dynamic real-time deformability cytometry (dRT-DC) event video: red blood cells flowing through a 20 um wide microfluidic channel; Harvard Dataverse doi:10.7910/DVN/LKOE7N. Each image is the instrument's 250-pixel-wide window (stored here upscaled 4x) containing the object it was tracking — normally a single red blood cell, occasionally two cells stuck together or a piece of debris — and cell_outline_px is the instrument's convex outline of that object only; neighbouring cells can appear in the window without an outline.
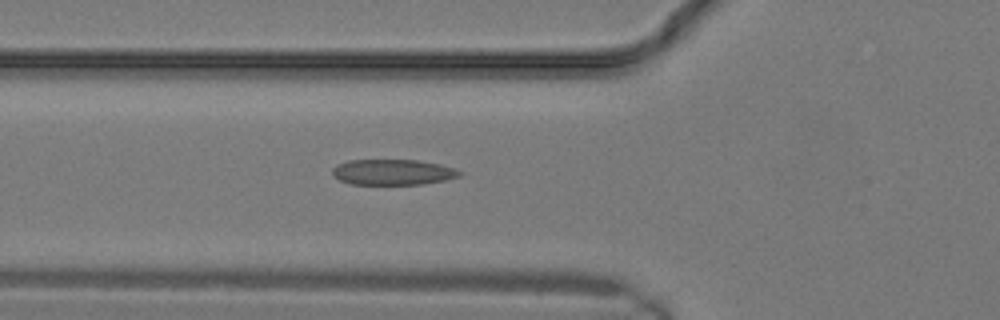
{"species": "common noctule bat (a hibernating species)", "species_latin": "Nyctalus noctula", "temperature_condition": "warm", "stored_images_in_passage": 26, "camera_frame_rate_fps": 3000, "um_per_image_px": 0.085, "animal": {"sex": "male", "body_mass_g": 19.2, "forearm_length_mm": 51.8}, "frame": {"image": 1, "passage_image": 10, "time_ms": 3.0, "image_size_px": [1000, 320], "cell_outline_px": [[464, 172], [460, 176], [444, 180], [424, 184], [352, 184], [340, 180], [332, 176], [332, 168], [336, 164], [348, 160], [416, 160], [440, 164]], "centroid_in_image_um": [33.36, 14.63], "position_along_channel_um": 92.4, "area_um2": 19.02}}
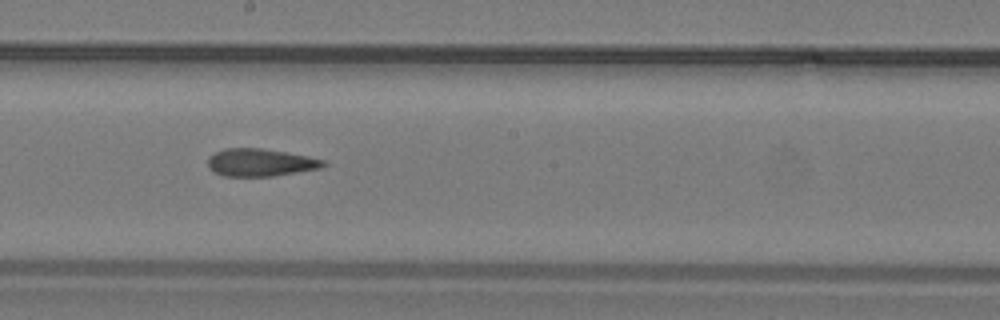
{"frame": {"image": 2, "passage_image": 15, "time_ms": 4.667, "image_size_px": [1000, 320], "cell_outline_px": [[328, 164], [320, 168], [272, 176], [224, 176], [208, 168], [208, 156], [224, 148], [260, 148], [308, 156], [324, 160]], "centroid_in_image_um": [22.11, 13.81], "position_along_channel_um": 226.1, "area_um2": 18.44}}
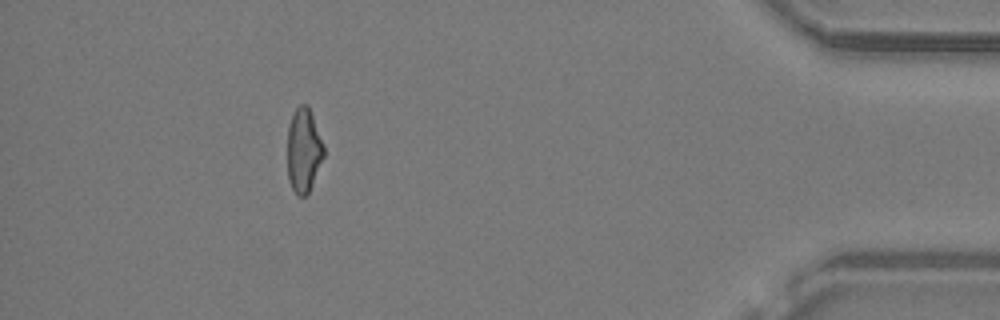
{"frame": {"image": 3, "passage_image": 24, "time_ms": 7.667, "image_size_px": [1000, 320], "cell_outline_px": [[324, 156], [308, 196], [296, 196], [288, 180], [288, 128], [292, 116], [296, 108], [300, 104], [308, 104], [324, 144]], "centroid_in_image_um": [25.82, 12.81], "position_along_channel_um": 409.4, "area_um2": 18.03}}